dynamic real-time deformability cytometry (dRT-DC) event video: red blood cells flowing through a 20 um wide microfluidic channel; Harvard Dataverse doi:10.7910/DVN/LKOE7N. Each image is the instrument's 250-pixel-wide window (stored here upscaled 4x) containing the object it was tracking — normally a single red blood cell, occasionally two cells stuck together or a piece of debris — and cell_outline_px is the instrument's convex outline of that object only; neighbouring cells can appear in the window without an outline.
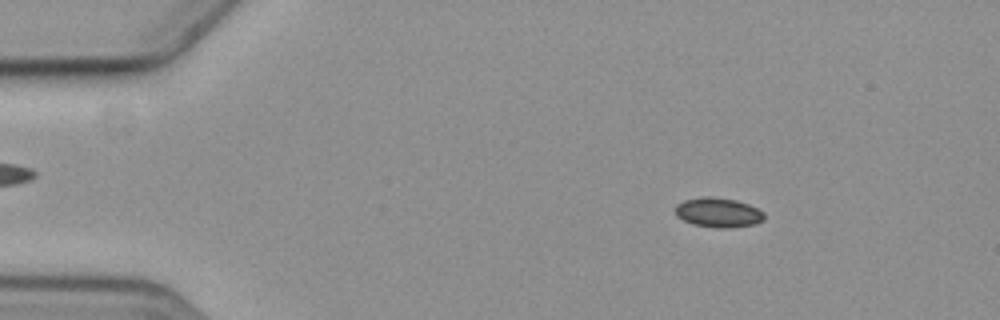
{"species": "common noctule bat (a hibernating species)", "species_latin": "Nyctalus noctula", "temperature_condition": "cold", "stored_images_in_passage": 6, "camera_frame_rate_fps": 3000, "um_per_image_px": 0.085, "animal": {"sex": "female", "body_mass_g": 19.3, "forearm_length_mm": 54.1}, "frame": {"image": 1, "passage_image": 2, "time_ms": 1.333, "image_size_px": [1000, 320], "cell_outline_px": [[764, 220], [756, 224], [732, 228], [716, 228], [692, 224], [676, 216], [676, 204], [684, 200], [704, 196], [712, 196], [736, 200], [748, 204], [764, 212]], "centroid_in_image_um": [61.06, 18.07], "position_along_channel_um": 23.9, "area_um2": 15.49}}
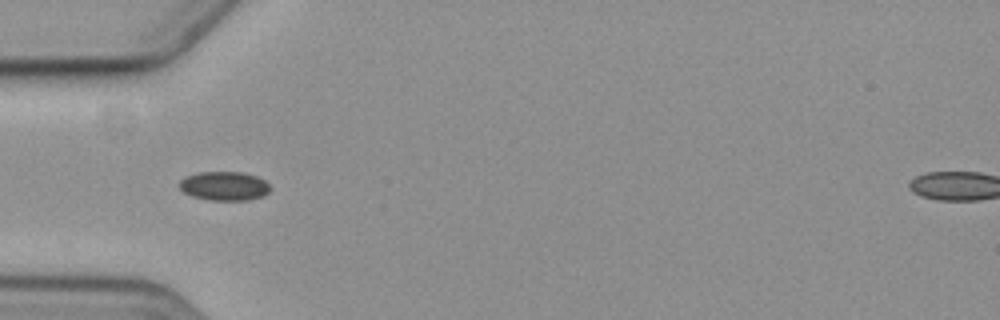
{"frame": {"image": 2, "passage_image": 4, "time_ms": 4.667, "image_size_px": [1000, 320], "cell_outline_px": [[272, 188], [264, 196], [248, 200], [208, 200], [192, 196], [184, 192], [180, 188], [180, 180], [184, 176], [200, 172], [244, 172], [256, 176], [264, 180]], "centroid_in_image_um": [19.08, 15.81], "position_along_channel_um": 65.9, "area_um2": 15.43}}
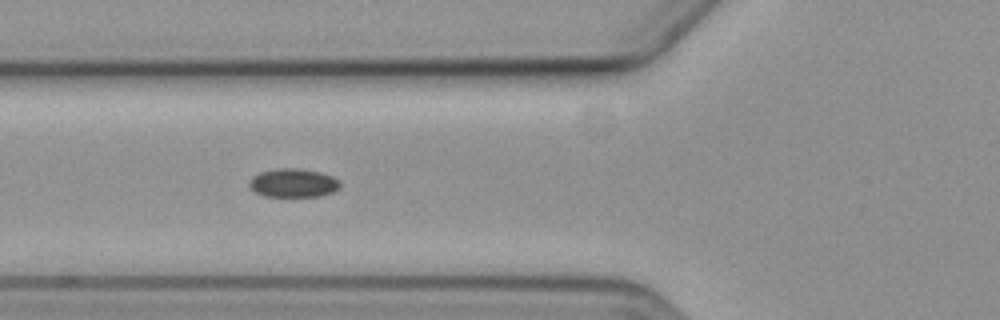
{"frame": {"image": 3, "passage_image": 5, "time_ms": 5.667, "image_size_px": [1000, 320], "cell_outline_px": [[340, 188], [332, 192], [320, 196], [264, 196], [256, 192], [248, 184], [252, 176], [260, 172], [276, 168], [296, 168], [320, 172], [332, 176], [340, 180]], "centroid_in_image_um": [24.94, 15.54], "position_along_channel_um": 100.9, "area_um2": 15.14}}